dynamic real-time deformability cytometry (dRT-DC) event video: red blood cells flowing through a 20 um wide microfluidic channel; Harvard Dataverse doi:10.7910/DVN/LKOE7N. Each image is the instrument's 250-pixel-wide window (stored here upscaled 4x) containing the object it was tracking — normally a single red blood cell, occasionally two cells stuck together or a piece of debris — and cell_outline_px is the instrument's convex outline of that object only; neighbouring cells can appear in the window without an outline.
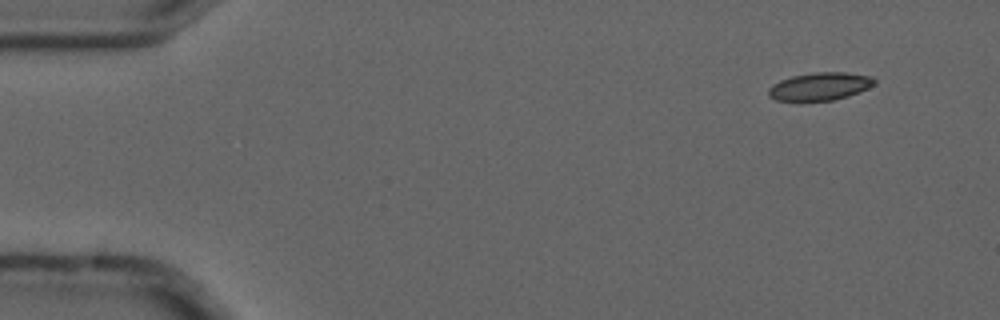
{"species": "common noctule bat (a hibernating species)", "species_latin": "Nyctalus noctula", "temperature_condition": "cold", "stored_images_in_passage": 4, "camera_frame_rate_fps": 3000, "um_per_image_px": 0.085, "animal": {"sex": "male", "forearm_length_mm": 52.5}, "frame": {"image": 1, "passage_image": 1, "time_ms": 0.0, "image_size_px": [1000, 320], "cell_outline_px": [[876, 84], [868, 88], [848, 96], [832, 100], [804, 104], [800, 104], [776, 100], [768, 96], [768, 88], [772, 84], [780, 80], [792, 76], [816, 72], [844, 72], [872, 76], [876, 80]], "centroid_in_image_um": [69.63, 7.39], "position_along_channel_um": 15.4, "area_um2": 17.98}}
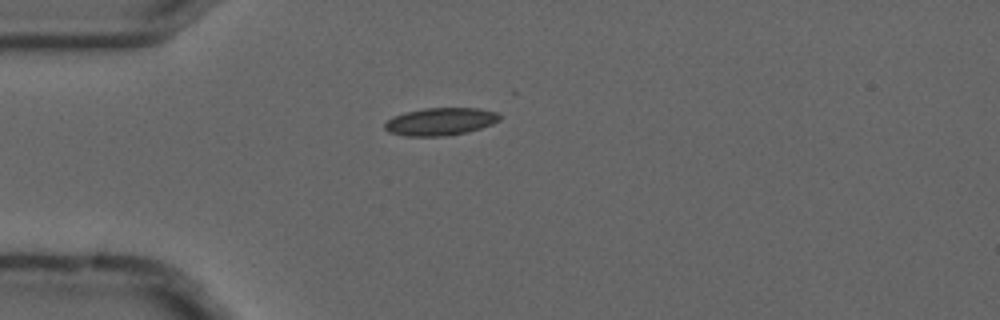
{"frame": {"image": 2, "passage_image": 4, "time_ms": 1.0, "image_size_px": [1000, 320], "cell_outline_px": [[500, 120], [492, 124], [468, 132], [444, 136], [404, 136], [388, 132], [384, 128], [384, 124], [392, 116], [404, 112], [424, 108], [480, 108], [496, 112], [500, 116]], "centroid_in_image_um": [37.41, 10.33], "position_along_channel_um": 47.6, "area_um2": 18.61}}